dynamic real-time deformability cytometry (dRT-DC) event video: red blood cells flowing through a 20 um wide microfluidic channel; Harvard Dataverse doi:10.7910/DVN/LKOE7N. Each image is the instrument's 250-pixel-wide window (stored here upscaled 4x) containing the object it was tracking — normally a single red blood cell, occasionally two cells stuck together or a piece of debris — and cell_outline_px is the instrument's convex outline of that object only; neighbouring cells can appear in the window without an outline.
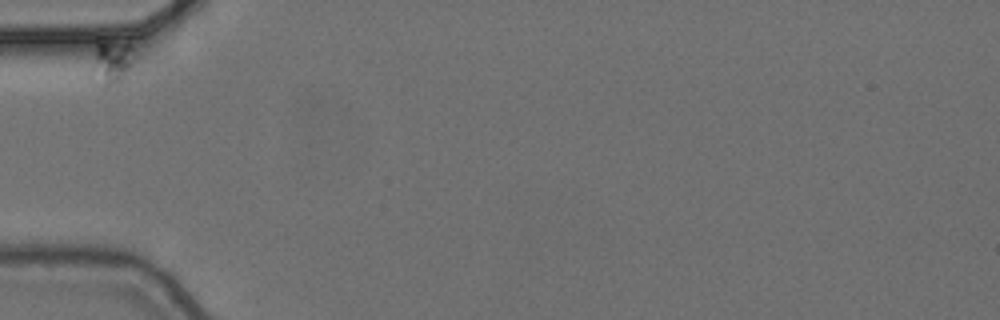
{"species": "common noctule bat (a hibernating species)", "species_latin": "Nyctalus noctula", "temperature_condition": "cold", "stored_images_in_passage": 12, "camera_frame_rate_fps": 3000, "um_per_image_px": 0.085, "animal": {"sex": "female", "body_mass_g": 24.6, "forearm_length_mm": 56.2}, "frame": {"image": 1, "passage_image": 1, "time_ms": 0.0, "image_size_px": [1000, 320], "cell_outline_px": [[140, 56], [132, 68], [116, 84], [100, 88], [92, 68], [96, 36], [100, 36], [128, 44]], "centroid_in_image_um": [9.54, 5.17], "position_along_channel_um": 75.5, "area_um2": 11.85}}
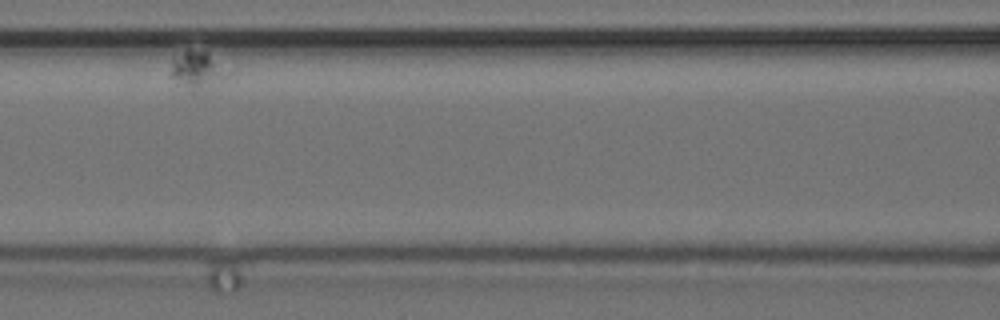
{"frame": {"image": 2, "passage_image": 4, "time_ms": 1.0, "image_size_px": [1000, 320], "cell_outline_px": [[232, 72], [192, 92], [168, 76], [168, 72], [172, 60], [184, 48], [188, 48], [208, 52]], "centroid_in_image_um": [16.67, 5.87], "position_along_channel_um": 149.9, "area_um2": 12.31}}
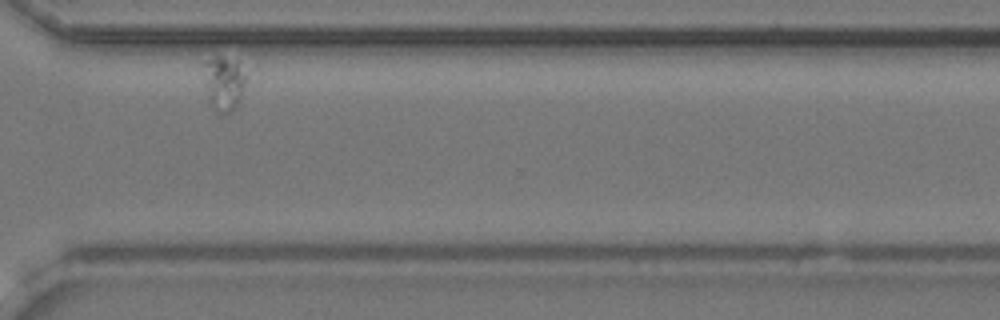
{"frame": {"image": 3, "passage_image": 12, "time_ms": 3.667, "image_size_px": [1000, 320], "cell_outline_px": [[248, 80], [240, 100], [228, 112], [220, 112], [212, 108], [208, 100], [204, 64], [204, 60], [216, 56], [220, 56], [236, 60], [248, 76]], "centroid_in_image_um": [19.07, 7.02], "position_along_channel_um": 351.5, "area_um2": 13.35}}